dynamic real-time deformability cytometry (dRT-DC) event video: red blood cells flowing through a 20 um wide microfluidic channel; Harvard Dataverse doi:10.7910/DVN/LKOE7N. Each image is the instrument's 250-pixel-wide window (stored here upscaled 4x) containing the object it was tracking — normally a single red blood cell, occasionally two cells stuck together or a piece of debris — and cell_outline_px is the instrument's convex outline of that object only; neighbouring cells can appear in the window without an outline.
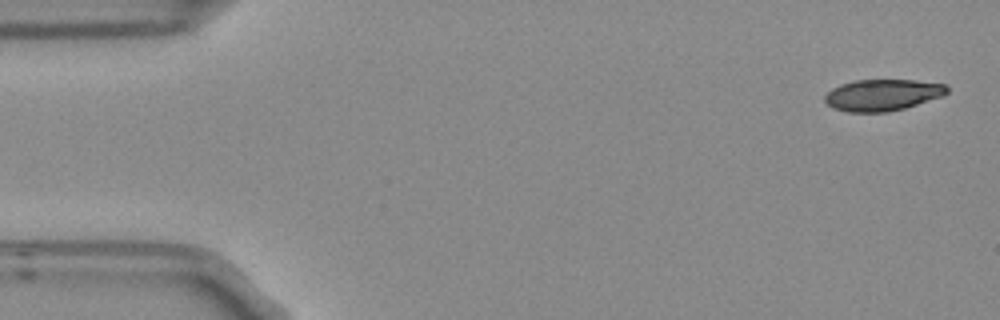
{"species": "Egyptian fruit bat (a non-hibernating species)", "species_latin": "Rousettus aegyptiacus", "temperature_condition": "room temperature", "stored_images_in_passage": 7, "camera_frame_rate_fps": 3000, "um_per_image_px": 0.085, "frame": {"image": 1, "passage_image": 1, "time_ms": 0.0, "image_size_px": [1000, 320], "cell_outline_px": [[948, 92], [944, 96], [904, 108], [888, 112], [848, 112], [832, 108], [824, 100], [824, 96], [832, 88], [840, 84], [856, 80], [916, 80], [944, 84], [948, 88]], "centroid_in_image_um": [75.01, 8.07], "position_along_channel_um": 10.0, "area_um2": 22.48}}
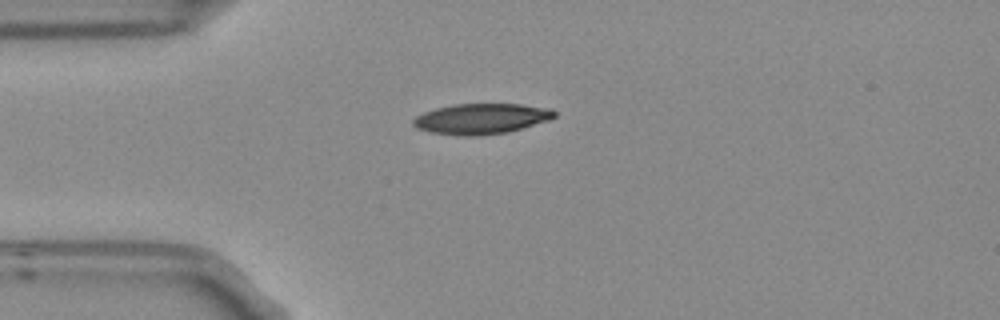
{"frame": {"image": 2, "passage_image": 4, "time_ms": 1.0, "image_size_px": [1000, 320], "cell_outline_px": [[556, 116], [548, 120], [508, 132], [476, 136], [456, 136], [428, 132], [416, 128], [412, 124], [412, 120], [416, 116], [424, 112], [436, 108], [452, 104], [520, 104], [552, 108], [556, 112]], "centroid_in_image_um": [40.88, 10.1], "position_along_channel_um": 44.1, "area_um2": 25.32}}